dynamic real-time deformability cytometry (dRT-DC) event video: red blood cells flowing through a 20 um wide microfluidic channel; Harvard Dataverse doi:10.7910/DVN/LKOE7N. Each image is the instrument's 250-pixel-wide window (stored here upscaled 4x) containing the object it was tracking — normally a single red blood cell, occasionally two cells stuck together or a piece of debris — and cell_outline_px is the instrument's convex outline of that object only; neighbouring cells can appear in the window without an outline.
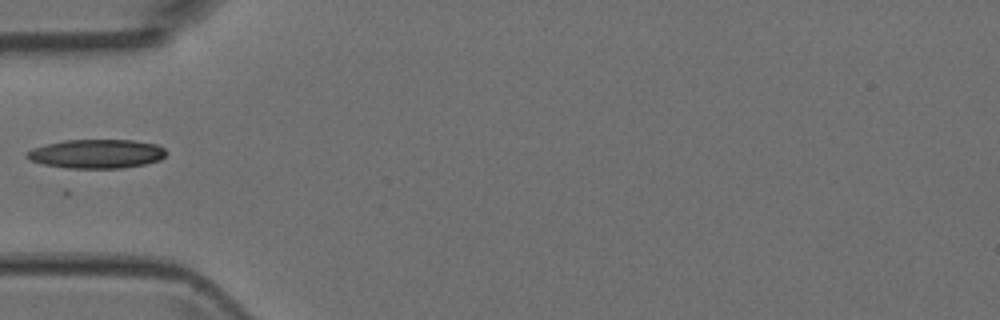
{"species": "Egyptian fruit bat (a non-hibernating species)", "species_latin": "Rousettus aegyptiacus", "temperature_condition": "room temperature", "stored_images_in_passage": 5, "camera_frame_rate_fps": 3000, "um_per_image_px": 0.085, "animal": {"sex": "female"}, "frame": {"image": 1, "passage_image": 5, "time_ms": 1.333, "image_size_px": [1000, 320], "cell_outline_px": [[168, 152], [160, 160], [144, 164], [124, 168], [68, 168], [44, 164], [28, 160], [24, 156], [24, 152], [32, 148], [64, 140], [136, 140], [160, 144]], "centroid_in_image_um": [8.22, 13.07], "position_along_channel_um": 76.8, "area_um2": 23.81}}